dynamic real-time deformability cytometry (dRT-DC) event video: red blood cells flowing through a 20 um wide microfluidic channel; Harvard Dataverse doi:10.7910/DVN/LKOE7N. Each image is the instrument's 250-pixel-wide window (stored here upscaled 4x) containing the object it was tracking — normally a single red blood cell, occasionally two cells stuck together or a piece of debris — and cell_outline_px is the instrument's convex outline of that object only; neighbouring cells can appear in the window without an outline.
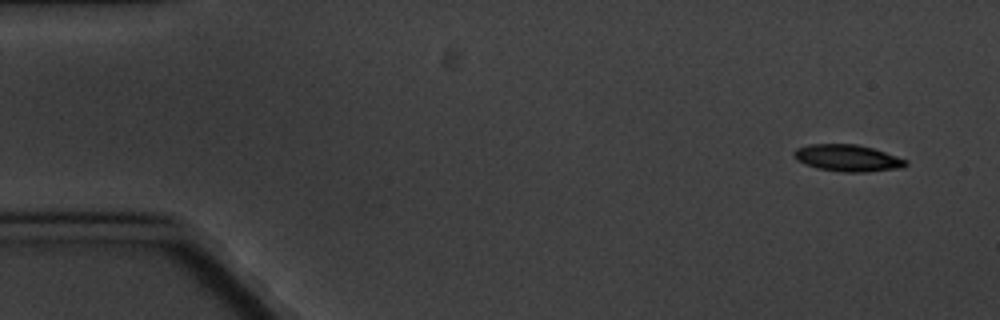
{"species": "common noctule bat (a hibernating species)", "species_latin": "Nyctalus noctula", "temperature_condition": "cold", "stored_images_in_passage": 6, "camera_frame_rate_fps": 3000, "um_per_image_px": 0.085, "animal": {"sex": "male", "body_mass_g": 20.1, "forearm_length_mm": 53.5}, "frame": {"image": 1, "passage_image": 1, "time_ms": 0.0, "image_size_px": [1000, 320], "cell_outline_px": [[908, 164], [904, 168], [864, 172], [844, 172], [816, 168], [804, 164], [796, 160], [792, 156], [792, 152], [796, 148], [808, 144], [856, 144], [872, 148], [908, 160]], "centroid_in_image_um": [72.01, 13.43], "position_along_channel_um": 13.0, "area_um2": 17.63}}
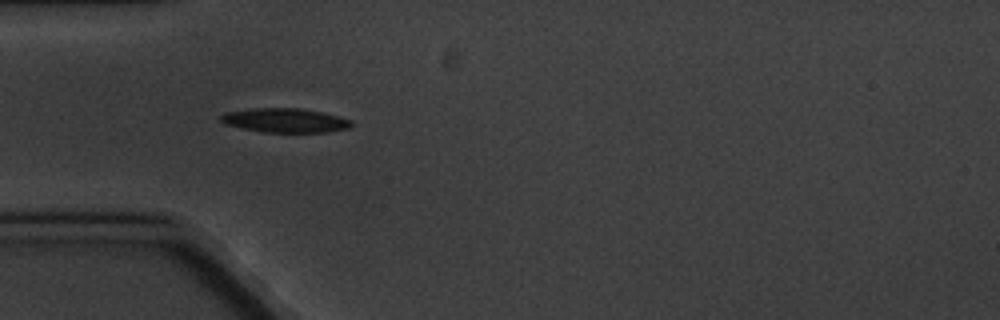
{"frame": {"image": 2, "passage_image": 5, "time_ms": 4.667, "image_size_px": [1000, 320], "cell_outline_px": [[352, 124], [348, 128], [328, 132], [264, 132], [224, 124], [220, 120], [220, 116], [224, 112], [252, 108], [300, 108], [340, 116], [352, 120]], "centroid_in_image_um": [24.22, 10.22], "position_along_channel_um": 60.8, "area_um2": 18.38}}